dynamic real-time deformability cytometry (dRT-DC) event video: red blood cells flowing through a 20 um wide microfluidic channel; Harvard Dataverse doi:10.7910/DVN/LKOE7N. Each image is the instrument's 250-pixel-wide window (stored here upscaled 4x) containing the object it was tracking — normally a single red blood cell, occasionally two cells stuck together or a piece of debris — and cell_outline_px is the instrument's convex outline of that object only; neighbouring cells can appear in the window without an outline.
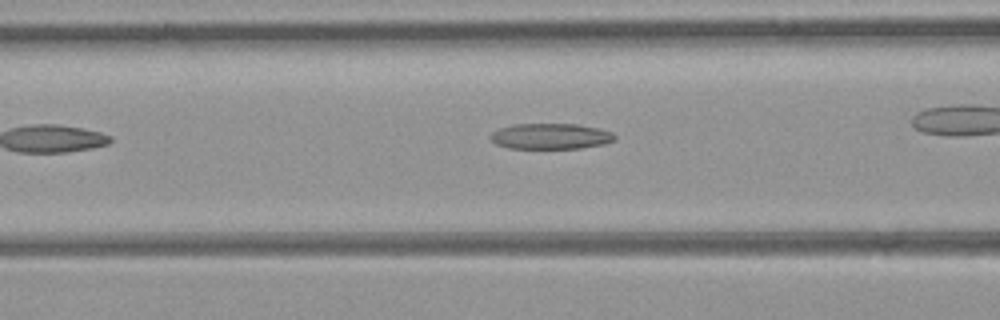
{"species": "common noctule bat (a hibernating species)", "species_latin": "Nyctalus noctula", "temperature_condition": "room temperature", "stored_images_in_passage": 22, "camera_frame_rate_fps": 3000, "um_per_image_px": 0.085, "animal": {"sex": "female", "body_mass_g": 21.9}, "frame": {"image": 1, "passage_image": 4, "time_ms": 1.0, "image_size_px": [1000, 320], "cell_outline_px": [[616, 136], [612, 140], [604, 144], [580, 148], [508, 148], [496, 144], [488, 136], [492, 132], [500, 128], [516, 124], [576, 124], [596, 128], [612, 132]], "centroid_in_image_um": [46.77, 11.58], "position_along_channel_um": 119.8, "area_um2": 18.44}}